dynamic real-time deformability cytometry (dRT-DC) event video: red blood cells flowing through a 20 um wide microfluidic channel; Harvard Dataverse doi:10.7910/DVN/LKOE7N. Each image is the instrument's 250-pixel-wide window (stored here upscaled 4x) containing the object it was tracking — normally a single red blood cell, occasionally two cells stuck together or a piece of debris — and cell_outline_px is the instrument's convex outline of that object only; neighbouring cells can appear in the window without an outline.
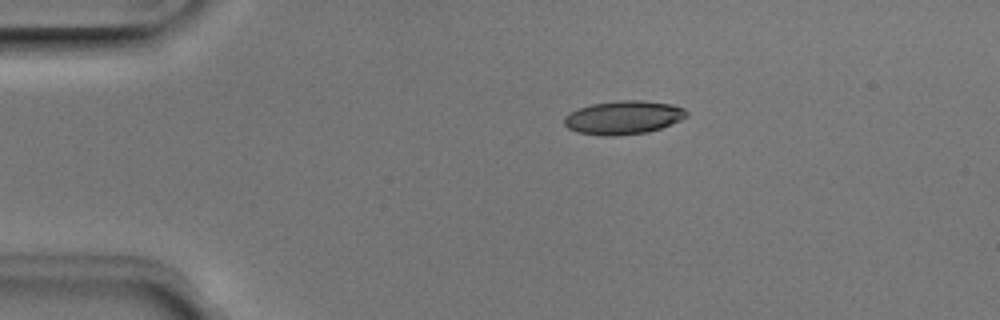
{"species": "Egyptian fruit bat (a non-hibernating species)", "species_latin": "Rousettus aegyptiacus", "temperature_condition": "room temperature", "stored_images_in_passage": 3, "camera_frame_rate_fps": 3000, "um_per_image_px": 0.085, "animal": {"sex": "male"}, "frame": {"image": 1, "passage_image": 1, "time_ms": 0.0, "image_size_px": [1000, 320], "cell_outline_px": [[688, 116], [680, 120], [660, 128], [648, 132], [616, 136], [600, 136], [576, 132], [568, 128], [564, 124], [564, 116], [580, 108], [592, 104], [616, 100], [640, 100], [672, 104], [684, 108], [688, 112]], "centroid_in_image_um": [52.99, 9.99], "position_along_channel_um": 32.0, "area_um2": 23.99}}
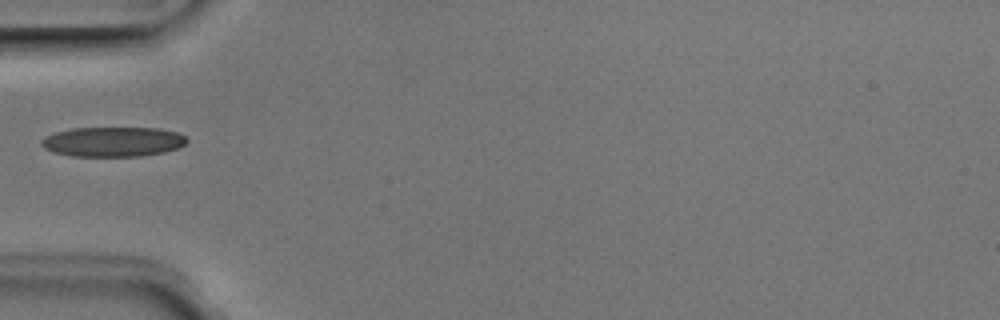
{"frame": {"image": 2, "passage_image": 3, "time_ms": 0.667, "image_size_px": [1000, 320], "cell_outline_px": [[188, 140], [184, 144], [176, 148], [164, 152], [140, 156], [72, 156], [52, 152], [44, 148], [40, 144], [40, 140], [44, 136], [56, 132], [72, 128], [160, 128], [176, 132], [184, 136]], "centroid_in_image_um": [9.55, 12.04], "position_along_channel_um": 75.5, "area_um2": 25.26}}